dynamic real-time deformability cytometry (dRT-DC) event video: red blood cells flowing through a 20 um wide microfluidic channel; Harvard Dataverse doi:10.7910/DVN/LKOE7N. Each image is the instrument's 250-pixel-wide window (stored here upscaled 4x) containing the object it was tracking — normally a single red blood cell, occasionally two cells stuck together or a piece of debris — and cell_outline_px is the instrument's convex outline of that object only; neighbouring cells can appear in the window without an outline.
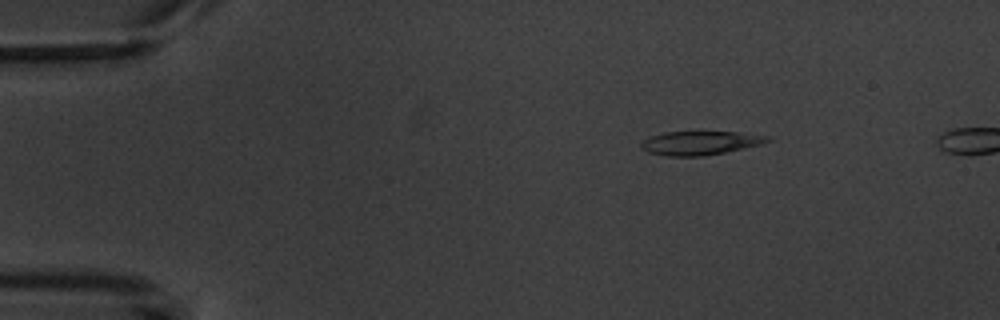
{"species": "common noctule bat (a hibernating species)", "species_latin": "Nyctalus noctula", "temperature_condition": "warm", "stored_images_in_passage": 5, "camera_frame_rate_fps": 3000, "um_per_image_px": 0.085, "animal": {"sex": "male", "body_mass_g": 20.1, "forearm_length_mm": 53.5}, "frame": {"image": 1, "passage_image": 2, "time_ms": 1.333, "image_size_px": [1000, 320], "cell_outline_px": [[772, 140], [760, 144], [724, 152], [704, 156], [668, 156], [648, 152], [640, 148], [640, 144], [644, 140], [652, 136], [664, 132], [740, 132], [768, 136]], "centroid_in_image_um": [59.49, 12.15], "position_along_channel_um": 25.5, "area_um2": 17.28}}